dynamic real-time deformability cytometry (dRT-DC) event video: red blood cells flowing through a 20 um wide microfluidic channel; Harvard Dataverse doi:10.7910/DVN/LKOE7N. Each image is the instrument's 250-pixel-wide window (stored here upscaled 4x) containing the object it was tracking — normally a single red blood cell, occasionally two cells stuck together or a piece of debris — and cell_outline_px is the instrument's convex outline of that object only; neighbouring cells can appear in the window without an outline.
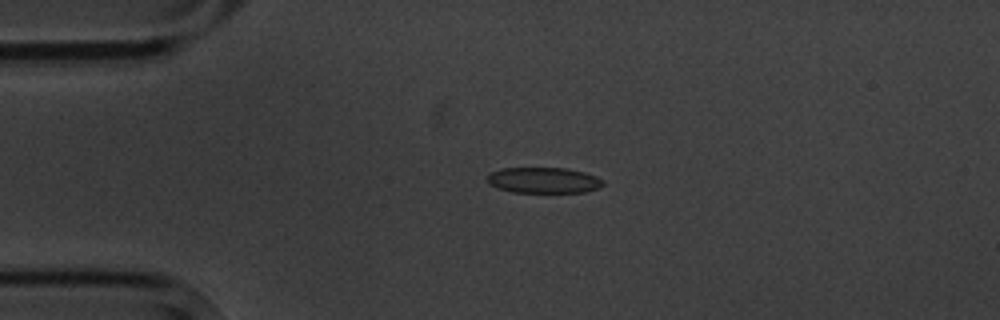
{"species": "common noctule bat (a hibernating species)", "species_latin": "Nyctalus noctula", "temperature_condition": "cold", "stored_images_in_passage": 5, "camera_frame_rate_fps": 3000, "um_per_image_px": 0.085, "animal": {"sex": "male", "body_mass_g": 20.1, "forearm_length_mm": 53.5}, "frame": {"image": 1, "passage_image": 3, "time_ms": 2.333, "image_size_px": [1000, 320], "cell_outline_px": [[604, 184], [600, 188], [584, 192], [512, 192], [488, 184], [488, 176], [492, 172], [500, 168], [568, 168], [584, 172], [596, 176], [604, 180]], "centroid_in_image_um": [46.25, 15.32], "position_along_channel_um": 38.8, "area_um2": 17.4}}
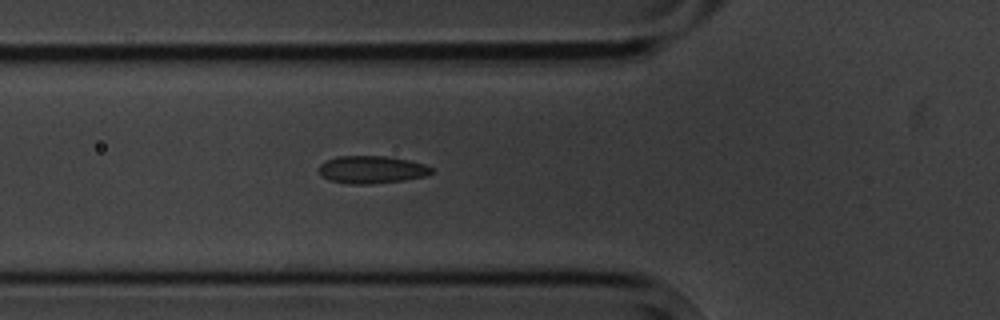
{"frame": {"image": 2, "passage_image": 5, "time_ms": 4.667, "image_size_px": [1000, 320], "cell_outline_px": [[432, 172], [428, 176], [404, 180], [372, 184], [348, 184], [328, 180], [320, 176], [320, 164], [336, 156], [388, 156], [408, 160], [424, 164], [432, 168]], "centroid_in_image_um": [31.59, 14.42], "position_along_channel_um": 94.2, "area_um2": 18.21}}